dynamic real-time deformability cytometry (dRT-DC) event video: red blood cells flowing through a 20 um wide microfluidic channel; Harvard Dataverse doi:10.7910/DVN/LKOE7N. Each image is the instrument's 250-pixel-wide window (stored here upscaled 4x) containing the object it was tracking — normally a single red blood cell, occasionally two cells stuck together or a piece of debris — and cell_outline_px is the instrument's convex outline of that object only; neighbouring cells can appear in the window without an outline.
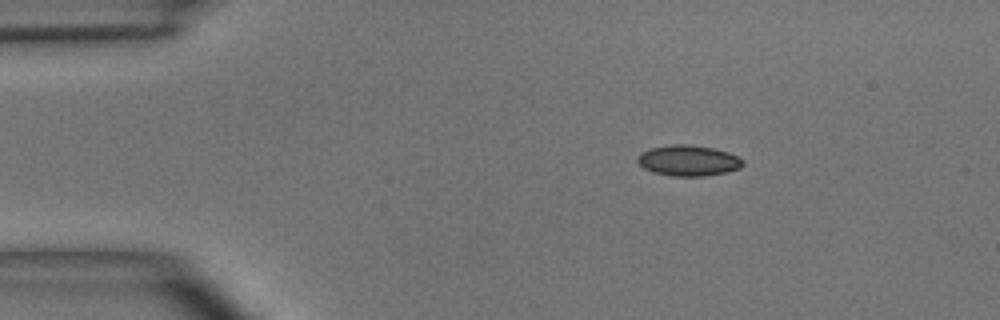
{"species": "common noctule bat (a hibernating species)", "species_latin": "Nyctalus noctula", "temperature_condition": "room temperature", "stored_images_in_passage": 5, "camera_frame_rate_fps": 3000, "um_per_image_px": 0.085, "animal": {"sex": "male", "body_mass_g": 15.6}, "frame": {"image": 1, "passage_image": 2, "time_ms": 1.333, "image_size_px": [1000, 320], "cell_outline_px": [[744, 164], [740, 168], [724, 172], [704, 176], [672, 176], [652, 172], [644, 168], [636, 160], [636, 156], [640, 152], [648, 148], [672, 144], [692, 144], [712, 148], [728, 152], [744, 160]], "centroid_in_image_um": [58.46, 13.63], "position_along_channel_um": 26.5, "area_um2": 19.02}}
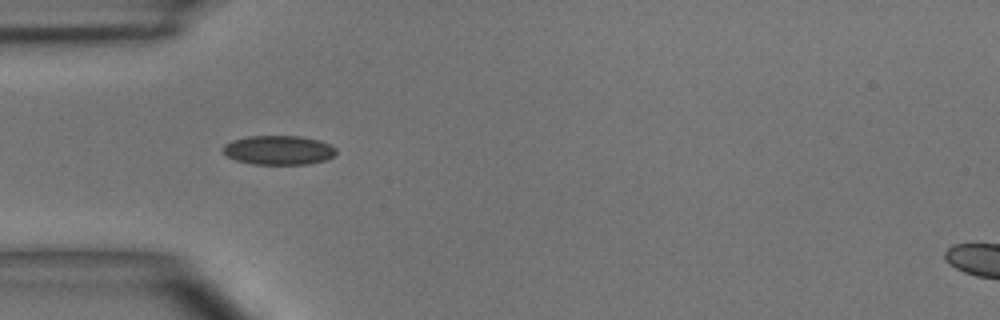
{"frame": {"image": 2, "passage_image": 4, "time_ms": 3.667, "image_size_px": [1000, 320], "cell_outline_px": [[336, 152], [332, 156], [324, 160], [308, 164], [252, 164], [236, 160], [228, 156], [224, 152], [224, 144], [232, 140], [248, 136], [300, 136], [320, 140], [336, 148]], "centroid_in_image_um": [23.68, 12.75], "position_along_channel_um": 61.3, "area_um2": 19.13}}
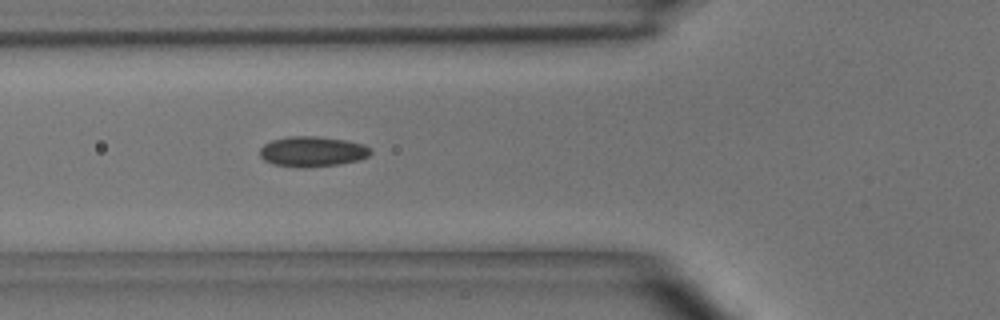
{"frame": {"image": 3, "passage_image": 5, "time_ms": 4.667, "image_size_px": [1000, 320], "cell_outline_px": [[372, 152], [368, 156], [360, 160], [340, 164], [304, 168], [300, 168], [272, 164], [264, 160], [260, 156], [260, 148], [264, 144], [272, 140], [288, 136], [316, 136], [344, 140], [364, 144], [372, 148]], "centroid_in_image_um": [26.56, 12.89], "position_along_channel_um": 99.2, "area_um2": 19.77}}